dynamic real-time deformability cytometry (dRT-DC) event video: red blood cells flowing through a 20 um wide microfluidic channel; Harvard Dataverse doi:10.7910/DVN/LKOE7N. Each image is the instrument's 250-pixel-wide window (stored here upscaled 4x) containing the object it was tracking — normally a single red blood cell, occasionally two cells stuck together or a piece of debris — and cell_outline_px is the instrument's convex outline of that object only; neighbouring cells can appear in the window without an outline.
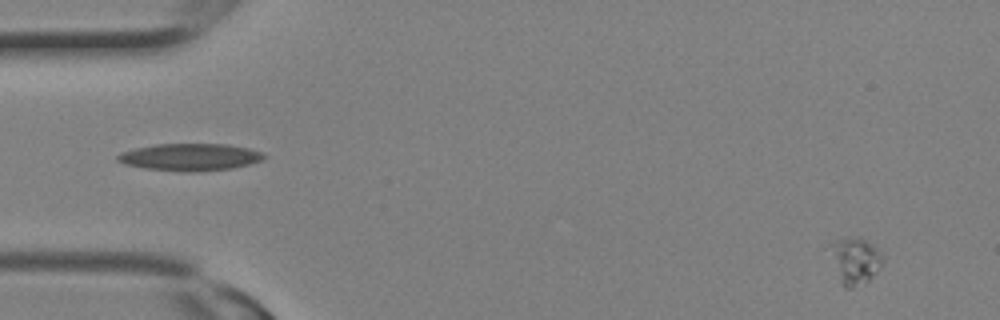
{"species": "Egyptian fruit bat (a non-hibernating species)", "species_latin": "Rousettus aegyptiacus", "temperature_condition": "room temperature", "stored_images_in_passage": 2, "segment_of_instrument_passage": [2, 2], "camera_frame_rate_fps": 3000, "um_per_image_px": 0.085, "animal": {"sex": "female"}, "frame": {"image": 1, "passage_image": 2, "time_ms": 0.333, "image_size_px": [1000, 320], "cell_outline_px": [[884, 256], [880, 264], [868, 280], [852, 288], [844, 288], [840, 280], [832, 244], [836, 240], [864, 240], [872, 244]], "centroid_in_image_um": [72.75, 22.21], "position_along_channel_um": 12.3, "area_um2": 12.72}}